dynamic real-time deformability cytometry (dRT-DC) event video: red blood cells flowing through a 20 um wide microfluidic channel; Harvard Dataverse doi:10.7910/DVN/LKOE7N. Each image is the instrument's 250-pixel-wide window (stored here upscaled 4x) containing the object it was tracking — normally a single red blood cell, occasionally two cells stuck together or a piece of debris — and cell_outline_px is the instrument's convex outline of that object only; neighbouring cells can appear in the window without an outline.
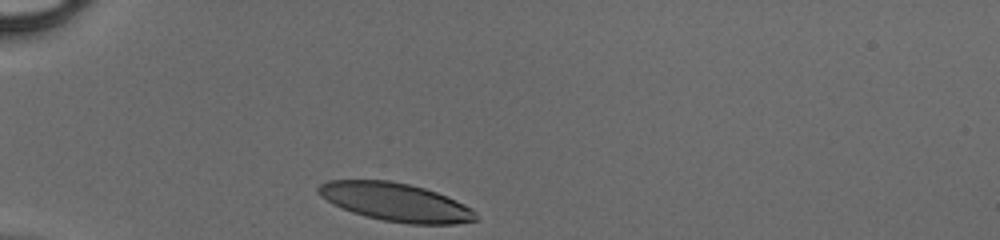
{"species": "human", "species_latin": "Homo sapiens", "temperature_condition": "cold", "stored_images_in_passage": 27, "camera_frame_rate_fps": 3000, "um_per_image_px": 0.085, "donor": {"sex": "male"}, "frame": {"image": 1, "passage_image": 1, "time_ms": 0.0, "image_size_px": [1000, 240], "cell_outline_px": [[476, 220], [456, 224], [408, 224], [384, 220], [352, 212], [332, 204], [320, 196], [316, 192], [316, 188], [320, 184], [328, 180], [388, 180], [408, 184], [424, 188], [436, 192], [456, 200], [472, 208], [476, 212]], "centroid_in_image_um": [33.61, 17.17], "position_along_channel_um": 51.4, "area_um2": 35.03}}
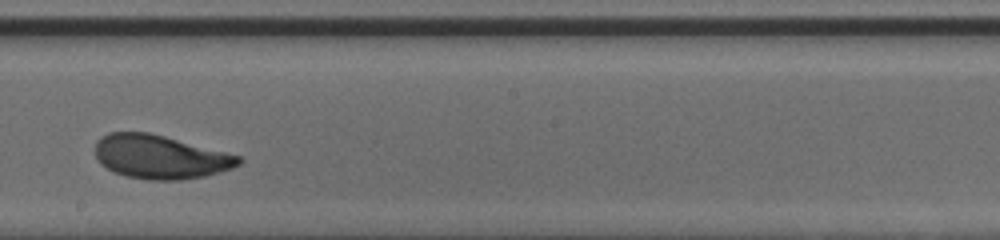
{"frame": {"image": 2, "passage_image": 16, "time_ms": 5.0, "image_size_px": [1000, 240], "cell_outline_px": [[244, 160], [240, 164], [232, 168], [220, 172], [204, 176], [180, 180], [148, 180], [124, 176], [100, 164], [96, 156], [96, 140], [100, 136], [108, 132], [148, 132], [164, 136], [240, 156]], "centroid_in_image_um": [13.6, 13.34], "position_along_channel_um": 234.6, "area_um2": 36.47}}
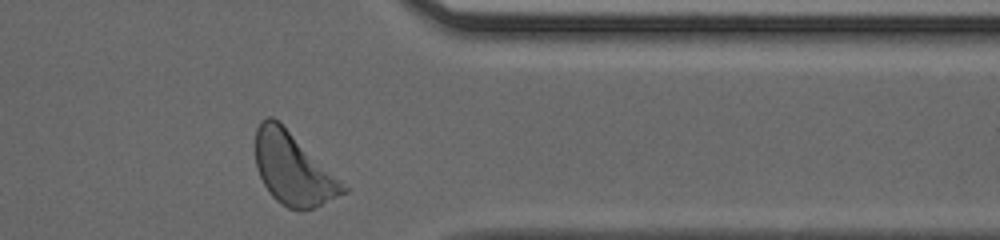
{"frame": {"image": 3, "passage_image": 27, "time_ms": 8.667, "image_size_px": [1000, 240], "cell_outline_px": [[348, 192], [312, 208], [288, 208], [280, 204], [272, 196], [264, 184], [256, 168], [256, 128], [260, 120], [268, 116], [272, 116], [280, 120], [348, 188]], "centroid_in_image_um": [24.88, 14.3], "position_along_channel_um": 386.5, "area_um2": 36.47}}